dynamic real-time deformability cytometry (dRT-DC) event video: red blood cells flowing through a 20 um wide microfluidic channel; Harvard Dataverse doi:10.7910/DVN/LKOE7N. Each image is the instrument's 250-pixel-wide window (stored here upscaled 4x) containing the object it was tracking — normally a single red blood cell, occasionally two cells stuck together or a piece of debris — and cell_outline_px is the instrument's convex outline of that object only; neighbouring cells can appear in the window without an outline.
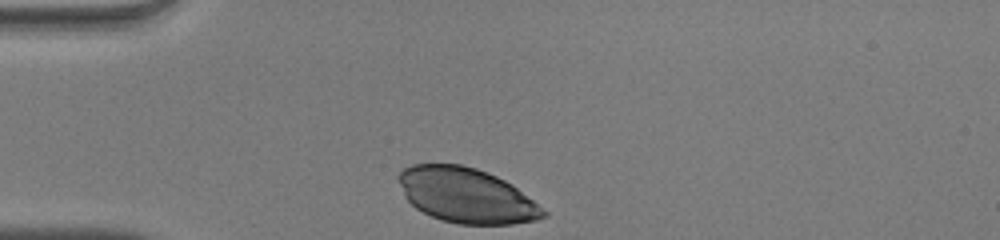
{"species": "human", "species_latin": "Homo sapiens", "temperature_condition": "warm", "stored_images_in_passage": 29, "camera_frame_rate_fps": 3000, "um_per_image_px": 0.085, "donor": {"sex": "male"}, "frame": {"image": 1, "passage_image": 1, "time_ms": 0.0, "image_size_px": [1000, 240], "cell_outline_px": [[548, 216], [536, 220], [512, 224], [460, 224], [440, 220], [416, 208], [404, 196], [396, 176], [404, 168], [412, 164], [460, 164], [476, 168], [496, 176], [512, 184], [544, 208], [548, 212]], "centroid_in_image_um": [39.65, 16.61], "position_along_channel_um": 45.3, "area_um2": 46.36}}
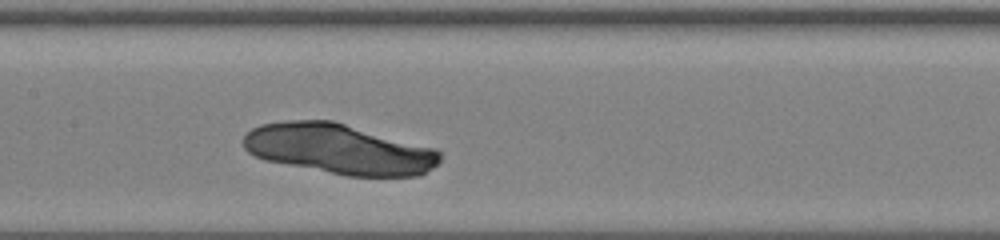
{"frame": {"image": 2, "passage_image": 13, "time_ms": 4.0, "image_size_px": [1000, 240], "cell_outline_px": [[440, 160], [432, 168], [420, 176], [348, 176], [264, 160], [248, 152], [244, 148], [244, 136], [252, 128], [260, 124], [288, 120], [332, 120], [436, 148], [440, 152]], "centroid_in_image_um": [28.83, 12.66], "position_along_channel_um": 178.6, "area_um2": 57.51}}
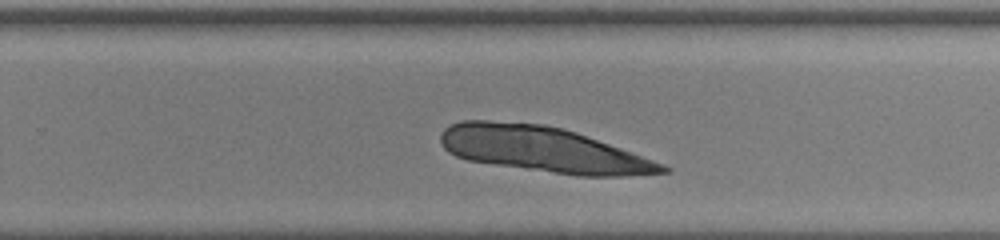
{"frame": {"image": 3, "passage_image": 21, "time_ms": 6.667, "image_size_px": [1000, 240], "cell_outline_px": [[672, 168], [668, 172], [628, 176], [576, 176], [468, 160], [456, 156], [448, 152], [444, 148], [440, 140], [440, 136], [444, 128], [460, 120], [488, 120], [544, 124], [576, 132], [664, 164]], "centroid_in_image_um": [46.14, 12.7], "position_along_channel_um": 283.7, "area_um2": 58.44}}